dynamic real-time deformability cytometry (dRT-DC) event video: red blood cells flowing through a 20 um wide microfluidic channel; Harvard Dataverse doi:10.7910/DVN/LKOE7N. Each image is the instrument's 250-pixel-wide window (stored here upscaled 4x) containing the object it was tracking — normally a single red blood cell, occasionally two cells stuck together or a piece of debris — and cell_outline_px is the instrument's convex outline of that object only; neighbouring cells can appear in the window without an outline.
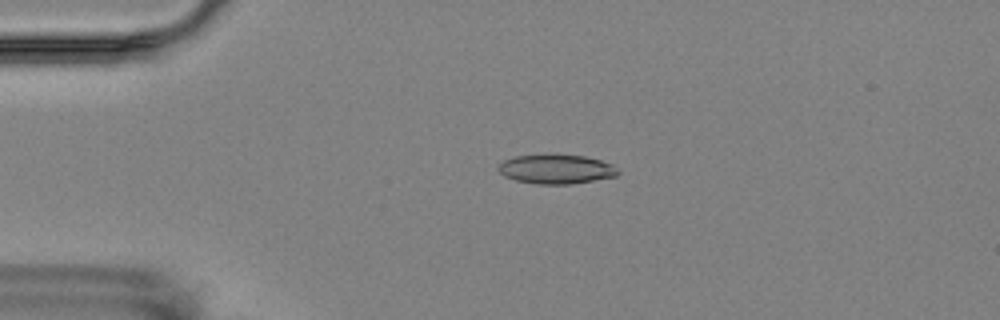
{"species": "Egyptian fruit bat (a non-hibernating species)", "species_latin": "Rousettus aegyptiacus", "temperature_condition": "room temperature", "stored_images_in_passage": 5, "camera_frame_rate_fps": 3000, "um_per_image_px": 0.085, "animal": {"sex": "female"}, "frame": {"image": 1, "passage_image": 4, "time_ms": 3.667, "image_size_px": [1000, 320], "cell_outline_px": [[620, 172], [616, 176], [572, 184], [536, 184], [516, 180], [504, 176], [496, 168], [504, 160], [512, 156], [556, 152], [584, 156], [600, 160], [612, 164]], "centroid_in_image_um": [47.25, 14.34], "position_along_channel_um": 37.8, "area_um2": 21.04}}